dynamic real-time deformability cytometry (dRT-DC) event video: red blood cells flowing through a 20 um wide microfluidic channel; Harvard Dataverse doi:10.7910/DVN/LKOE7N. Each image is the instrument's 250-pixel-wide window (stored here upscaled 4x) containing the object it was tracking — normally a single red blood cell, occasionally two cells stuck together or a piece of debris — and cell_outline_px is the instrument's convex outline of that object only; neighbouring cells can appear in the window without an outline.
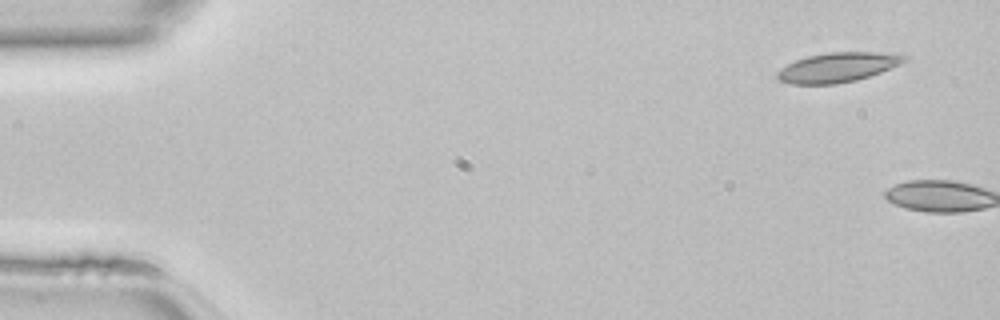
{"species": "common noctule bat (a hibernating species)", "species_latin": "Nyctalus noctula", "temperature_condition": "room temperature", "stored_images_in_passage": 2, "camera_frame_rate_fps": 3000, "um_per_image_px": 0.085, "animal": {"sex": "female", "body_mass_g": 22.7, "forearm_length_mm": 54.2}, "frame": {"image": 1, "passage_image": 1, "time_ms": 0.0, "image_size_px": [1000, 320], "cell_outline_px": [[908, 60], [900, 64], [880, 72], [856, 80], [836, 84], [788, 84], [780, 80], [776, 76], [776, 72], [780, 68], [796, 60], [808, 56], [828, 52], [880, 52], [908, 56]], "centroid_in_image_um": [71.18, 5.72], "position_along_channel_um": 13.8, "area_um2": 21.85}}